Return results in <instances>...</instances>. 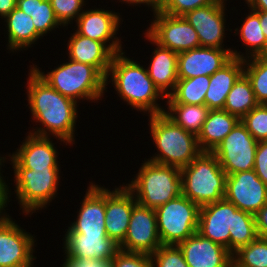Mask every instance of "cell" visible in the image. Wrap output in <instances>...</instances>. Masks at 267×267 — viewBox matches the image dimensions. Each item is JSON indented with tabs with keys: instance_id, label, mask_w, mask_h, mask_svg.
<instances>
[{
	"instance_id": "ba28073f",
	"label": "cell",
	"mask_w": 267,
	"mask_h": 267,
	"mask_svg": "<svg viewBox=\"0 0 267 267\" xmlns=\"http://www.w3.org/2000/svg\"><path fill=\"white\" fill-rule=\"evenodd\" d=\"M155 212L162 245H178L198 229L200 207L182 193Z\"/></svg>"
},
{
	"instance_id": "484cf974",
	"label": "cell",
	"mask_w": 267,
	"mask_h": 267,
	"mask_svg": "<svg viewBox=\"0 0 267 267\" xmlns=\"http://www.w3.org/2000/svg\"><path fill=\"white\" fill-rule=\"evenodd\" d=\"M6 27V40L8 53H18L21 50H28L29 47L38 43L43 37L35 30L33 20L30 16L19 10L17 7L3 19ZM37 42V43H36ZM18 51V52H17Z\"/></svg>"
},
{
	"instance_id": "5bb4252c",
	"label": "cell",
	"mask_w": 267,
	"mask_h": 267,
	"mask_svg": "<svg viewBox=\"0 0 267 267\" xmlns=\"http://www.w3.org/2000/svg\"><path fill=\"white\" fill-rule=\"evenodd\" d=\"M161 245L155 209L136 203L133 206L125 239L119 244V249L151 255Z\"/></svg>"
},
{
	"instance_id": "8d00e7d4",
	"label": "cell",
	"mask_w": 267,
	"mask_h": 267,
	"mask_svg": "<svg viewBox=\"0 0 267 267\" xmlns=\"http://www.w3.org/2000/svg\"><path fill=\"white\" fill-rule=\"evenodd\" d=\"M56 18L66 30L78 19L88 3L85 0H50Z\"/></svg>"
},
{
	"instance_id": "681fc988",
	"label": "cell",
	"mask_w": 267,
	"mask_h": 267,
	"mask_svg": "<svg viewBox=\"0 0 267 267\" xmlns=\"http://www.w3.org/2000/svg\"><path fill=\"white\" fill-rule=\"evenodd\" d=\"M118 1L121 2V4H124V3L128 4V6L142 7V6H140V5H142V0H117L116 2H118Z\"/></svg>"
},
{
	"instance_id": "ffe728a7",
	"label": "cell",
	"mask_w": 267,
	"mask_h": 267,
	"mask_svg": "<svg viewBox=\"0 0 267 267\" xmlns=\"http://www.w3.org/2000/svg\"><path fill=\"white\" fill-rule=\"evenodd\" d=\"M233 58L231 49L197 47L178 53V79L211 76Z\"/></svg>"
},
{
	"instance_id": "3957f363",
	"label": "cell",
	"mask_w": 267,
	"mask_h": 267,
	"mask_svg": "<svg viewBox=\"0 0 267 267\" xmlns=\"http://www.w3.org/2000/svg\"><path fill=\"white\" fill-rule=\"evenodd\" d=\"M63 62L46 73L36 64L30 66L52 88L76 103H80V100L89 103L103 100L106 93L105 76L96 67L69 58Z\"/></svg>"
},
{
	"instance_id": "7402d4cb",
	"label": "cell",
	"mask_w": 267,
	"mask_h": 267,
	"mask_svg": "<svg viewBox=\"0 0 267 267\" xmlns=\"http://www.w3.org/2000/svg\"><path fill=\"white\" fill-rule=\"evenodd\" d=\"M143 34L144 39L155 46L150 56V63L148 62L149 65L146 67L149 77L160 92L168 97L175 90L178 81V53L160 46L146 32Z\"/></svg>"
},
{
	"instance_id": "4dcf8cb0",
	"label": "cell",
	"mask_w": 267,
	"mask_h": 267,
	"mask_svg": "<svg viewBox=\"0 0 267 267\" xmlns=\"http://www.w3.org/2000/svg\"><path fill=\"white\" fill-rule=\"evenodd\" d=\"M258 104L251 82L243 73L228 93L223 110L237 116L241 120Z\"/></svg>"
},
{
	"instance_id": "cb8c5ba5",
	"label": "cell",
	"mask_w": 267,
	"mask_h": 267,
	"mask_svg": "<svg viewBox=\"0 0 267 267\" xmlns=\"http://www.w3.org/2000/svg\"><path fill=\"white\" fill-rule=\"evenodd\" d=\"M63 253L75 258L110 259L120 250L119 245L107 235L65 233Z\"/></svg>"
},
{
	"instance_id": "9c48e42d",
	"label": "cell",
	"mask_w": 267,
	"mask_h": 267,
	"mask_svg": "<svg viewBox=\"0 0 267 267\" xmlns=\"http://www.w3.org/2000/svg\"><path fill=\"white\" fill-rule=\"evenodd\" d=\"M258 141L239 121L212 153L227 175L254 169Z\"/></svg>"
},
{
	"instance_id": "8992f818",
	"label": "cell",
	"mask_w": 267,
	"mask_h": 267,
	"mask_svg": "<svg viewBox=\"0 0 267 267\" xmlns=\"http://www.w3.org/2000/svg\"><path fill=\"white\" fill-rule=\"evenodd\" d=\"M137 174L124 185L142 206L156 209L181 194L180 168L161 165L147 159Z\"/></svg>"
},
{
	"instance_id": "e575fe53",
	"label": "cell",
	"mask_w": 267,
	"mask_h": 267,
	"mask_svg": "<svg viewBox=\"0 0 267 267\" xmlns=\"http://www.w3.org/2000/svg\"><path fill=\"white\" fill-rule=\"evenodd\" d=\"M244 74L251 82L257 102L267 104V62L258 56L244 59Z\"/></svg>"
},
{
	"instance_id": "603a6c76",
	"label": "cell",
	"mask_w": 267,
	"mask_h": 267,
	"mask_svg": "<svg viewBox=\"0 0 267 267\" xmlns=\"http://www.w3.org/2000/svg\"><path fill=\"white\" fill-rule=\"evenodd\" d=\"M70 60L96 67L107 76L115 53L103 42L81 36L76 31L70 34L66 45Z\"/></svg>"
},
{
	"instance_id": "1f68e13d",
	"label": "cell",
	"mask_w": 267,
	"mask_h": 267,
	"mask_svg": "<svg viewBox=\"0 0 267 267\" xmlns=\"http://www.w3.org/2000/svg\"><path fill=\"white\" fill-rule=\"evenodd\" d=\"M210 84V76H196L178 79L175 90L166 97L164 103L205 105V94Z\"/></svg>"
},
{
	"instance_id": "d6a6232c",
	"label": "cell",
	"mask_w": 267,
	"mask_h": 267,
	"mask_svg": "<svg viewBox=\"0 0 267 267\" xmlns=\"http://www.w3.org/2000/svg\"><path fill=\"white\" fill-rule=\"evenodd\" d=\"M258 237L255 215L237 209L233 233H230L229 251L233 254L242 246H246Z\"/></svg>"
},
{
	"instance_id": "d6986e66",
	"label": "cell",
	"mask_w": 267,
	"mask_h": 267,
	"mask_svg": "<svg viewBox=\"0 0 267 267\" xmlns=\"http://www.w3.org/2000/svg\"><path fill=\"white\" fill-rule=\"evenodd\" d=\"M237 209L225 198L200 207L197 232L229 250V238L230 233H233Z\"/></svg>"
},
{
	"instance_id": "7bdbcfd3",
	"label": "cell",
	"mask_w": 267,
	"mask_h": 267,
	"mask_svg": "<svg viewBox=\"0 0 267 267\" xmlns=\"http://www.w3.org/2000/svg\"><path fill=\"white\" fill-rule=\"evenodd\" d=\"M254 171L267 186V140L258 142L254 161Z\"/></svg>"
},
{
	"instance_id": "ee69618b",
	"label": "cell",
	"mask_w": 267,
	"mask_h": 267,
	"mask_svg": "<svg viewBox=\"0 0 267 267\" xmlns=\"http://www.w3.org/2000/svg\"><path fill=\"white\" fill-rule=\"evenodd\" d=\"M255 221L258 236L267 238V204L255 214Z\"/></svg>"
},
{
	"instance_id": "f6af8a7d",
	"label": "cell",
	"mask_w": 267,
	"mask_h": 267,
	"mask_svg": "<svg viewBox=\"0 0 267 267\" xmlns=\"http://www.w3.org/2000/svg\"><path fill=\"white\" fill-rule=\"evenodd\" d=\"M17 7V0H0V18L3 20Z\"/></svg>"
},
{
	"instance_id": "d590c367",
	"label": "cell",
	"mask_w": 267,
	"mask_h": 267,
	"mask_svg": "<svg viewBox=\"0 0 267 267\" xmlns=\"http://www.w3.org/2000/svg\"><path fill=\"white\" fill-rule=\"evenodd\" d=\"M240 121L256 141L267 140V104H258Z\"/></svg>"
},
{
	"instance_id": "2e32d148",
	"label": "cell",
	"mask_w": 267,
	"mask_h": 267,
	"mask_svg": "<svg viewBox=\"0 0 267 267\" xmlns=\"http://www.w3.org/2000/svg\"><path fill=\"white\" fill-rule=\"evenodd\" d=\"M224 198L238 209L255 215L267 204V186L254 169L227 175Z\"/></svg>"
},
{
	"instance_id": "b9f144b4",
	"label": "cell",
	"mask_w": 267,
	"mask_h": 267,
	"mask_svg": "<svg viewBox=\"0 0 267 267\" xmlns=\"http://www.w3.org/2000/svg\"><path fill=\"white\" fill-rule=\"evenodd\" d=\"M64 260L62 267H113L112 265V258L110 259H95V258H75L71 257L68 254H63ZM60 266V267H61Z\"/></svg>"
},
{
	"instance_id": "f907efd6",
	"label": "cell",
	"mask_w": 267,
	"mask_h": 267,
	"mask_svg": "<svg viewBox=\"0 0 267 267\" xmlns=\"http://www.w3.org/2000/svg\"><path fill=\"white\" fill-rule=\"evenodd\" d=\"M258 57L264 62H267V45L265 46L264 50L258 55Z\"/></svg>"
},
{
	"instance_id": "5b68a950",
	"label": "cell",
	"mask_w": 267,
	"mask_h": 267,
	"mask_svg": "<svg viewBox=\"0 0 267 267\" xmlns=\"http://www.w3.org/2000/svg\"><path fill=\"white\" fill-rule=\"evenodd\" d=\"M180 173L181 193L199 207L224 198L227 174L212 152L202 151Z\"/></svg>"
},
{
	"instance_id": "ab89813d",
	"label": "cell",
	"mask_w": 267,
	"mask_h": 267,
	"mask_svg": "<svg viewBox=\"0 0 267 267\" xmlns=\"http://www.w3.org/2000/svg\"><path fill=\"white\" fill-rule=\"evenodd\" d=\"M113 267H153L151 255L119 250L112 258Z\"/></svg>"
},
{
	"instance_id": "277c9868",
	"label": "cell",
	"mask_w": 267,
	"mask_h": 267,
	"mask_svg": "<svg viewBox=\"0 0 267 267\" xmlns=\"http://www.w3.org/2000/svg\"><path fill=\"white\" fill-rule=\"evenodd\" d=\"M148 117V130L157 152L146 158L147 160L181 169L202 152L197 136L175 124L164 113Z\"/></svg>"
},
{
	"instance_id": "60d3db41",
	"label": "cell",
	"mask_w": 267,
	"mask_h": 267,
	"mask_svg": "<svg viewBox=\"0 0 267 267\" xmlns=\"http://www.w3.org/2000/svg\"><path fill=\"white\" fill-rule=\"evenodd\" d=\"M4 163L5 164L9 163L8 158L6 156L0 154V219H3V218L10 216V214L7 213L8 211H6L9 209L6 207H8V204L10 203V201H12L11 187L8 186L10 183L6 182V179L4 178V176L2 174L4 171L1 172L2 167L5 166Z\"/></svg>"
},
{
	"instance_id": "4316f807",
	"label": "cell",
	"mask_w": 267,
	"mask_h": 267,
	"mask_svg": "<svg viewBox=\"0 0 267 267\" xmlns=\"http://www.w3.org/2000/svg\"><path fill=\"white\" fill-rule=\"evenodd\" d=\"M240 119L223 109L209 110L197 142L201 151L212 152Z\"/></svg>"
},
{
	"instance_id": "c3c4849f",
	"label": "cell",
	"mask_w": 267,
	"mask_h": 267,
	"mask_svg": "<svg viewBox=\"0 0 267 267\" xmlns=\"http://www.w3.org/2000/svg\"><path fill=\"white\" fill-rule=\"evenodd\" d=\"M255 12L259 15L261 28L267 41V12H264V11H255Z\"/></svg>"
},
{
	"instance_id": "4fadbf2b",
	"label": "cell",
	"mask_w": 267,
	"mask_h": 267,
	"mask_svg": "<svg viewBox=\"0 0 267 267\" xmlns=\"http://www.w3.org/2000/svg\"><path fill=\"white\" fill-rule=\"evenodd\" d=\"M122 22L119 12L102 9V7L86 8L76 20L73 31L75 29L81 36L103 42L114 53H119L125 51L121 41L123 39L117 37Z\"/></svg>"
},
{
	"instance_id": "52a82bcc",
	"label": "cell",
	"mask_w": 267,
	"mask_h": 267,
	"mask_svg": "<svg viewBox=\"0 0 267 267\" xmlns=\"http://www.w3.org/2000/svg\"><path fill=\"white\" fill-rule=\"evenodd\" d=\"M61 168L48 169L13 168L14 194L20 210L31 217L36 211L47 209L58 196Z\"/></svg>"
},
{
	"instance_id": "83f0119b",
	"label": "cell",
	"mask_w": 267,
	"mask_h": 267,
	"mask_svg": "<svg viewBox=\"0 0 267 267\" xmlns=\"http://www.w3.org/2000/svg\"><path fill=\"white\" fill-rule=\"evenodd\" d=\"M243 23L238 28H235L233 35H239L242 46L245 52L238 51L236 47H231V53L234 58L248 59L251 57L258 56L267 45L266 37L263 34L259 15L254 11L249 9L248 14L245 15V19L241 20Z\"/></svg>"
},
{
	"instance_id": "d4e9b609",
	"label": "cell",
	"mask_w": 267,
	"mask_h": 267,
	"mask_svg": "<svg viewBox=\"0 0 267 267\" xmlns=\"http://www.w3.org/2000/svg\"><path fill=\"white\" fill-rule=\"evenodd\" d=\"M243 73L244 60L234 57L214 72L210 76V84L205 94V106L209 110L223 109L228 93Z\"/></svg>"
},
{
	"instance_id": "f35d334b",
	"label": "cell",
	"mask_w": 267,
	"mask_h": 267,
	"mask_svg": "<svg viewBox=\"0 0 267 267\" xmlns=\"http://www.w3.org/2000/svg\"><path fill=\"white\" fill-rule=\"evenodd\" d=\"M215 0H165L157 9L165 14L184 16L188 11L212 4Z\"/></svg>"
},
{
	"instance_id": "ac0fdd59",
	"label": "cell",
	"mask_w": 267,
	"mask_h": 267,
	"mask_svg": "<svg viewBox=\"0 0 267 267\" xmlns=\"http://www.w3.org/2000/svg\"><path fill=\"white\" fill-rule=\"evenodd\" d=\"M119 185L113 190L105 187V231L118 245L125 239L133 206L137 203L124 183Z\"/></svg>"
},
{
	"instance_id": "8fae6325",
	"label": "cell",
	"mask_w": 267,
	"mask_h": 267,
	"mask_svg": "<svg viewBox=\"0 0 267 267\" xmlns=\"http://www.w3.org/2000/svg\"><path fill=\"white\" fill-rule=\"evenodd\" d=\"M35 237L11 216L0 219V267H34Z\"/></svg>"
},
{
	"instance_id": "30bf717a",
	"label": "cell",
	"mask_w": 267,
	"mask_h": 267,
	"mask_svg": "<svg viewBox=\"0 0 267 267\" xmlns=\"http://www.w3.org/2000/svg\"><path fill=\"white\" fill-rule=\"evenodd\" d=\"M153 20L145 32L160 46L176 53L200 47L195 29L183 16L165 14L152 10Z\"/></svg>"
},
{
	"instance_id": "6da1fadb",
	"label": "cell",
	"mask_w": 267,
	"mask_h": 267,
	"mask_svg": "<svg viewBox=\"0 0 267 267\" xmlns=\"http://www.w3.org/2000/svg\"><path fill=\"white\" fill-rule=\"evenodd\" d=\"M29 67L26 100L31 119L39 127H32L27 133L60 138L72 147L75 144L76 122L79 117L78 103L56 91Z\"/></svg>"
},
{
	"instance_id": "f546056e",
	"label": "cell",
	"mask_w": 267,
	"mask_h": 267,
	"mask_svg": "<svg viewBox=\"0 0 267 267\" xmlns=\"http://www.w3.org/2000/svg\"><path fill=\"white\" fill-rule=\"evenodd\" d=\"M17 8L32 18L35 30L42 37L57 28H63L55 16L50 0H17Z\"/></svg>"
},
{
	"instance_id": "836d02e7",
	"label": "cell",
	"mask_w": 267,
	"mask_h": 267,
	"mask_svg": "<svg viewBox=\"0 0 267 267\" xmlns=\"http://www.w3.org/2000/svg\"><path fill=\"white\" fill-rule=\"evenodd\" d=\"M234 267H267V238L257 237L232 254Z\"/></svg>"
},
{
	"instance_id": "e0dca14e",
	"label": "cell",
	"mask_w": 267,
	"mask_h": 267,
	"mask_svg": "<svg viewBox=\"0 0 267 267\" xmlns=\"http://www.w3.org/2000/svg\"><path fill=\"white\" fill-rule=\"evenodd\" d=\"M91 181L81 199L77 216L66 226V233L107 235L105 231V186ZM67 230V231H66Z\"/></svg>"
},
{
	"instance_id": "9a60e30c",
	"label": "cell",
	"mask_w": 267,
	"mask_h": 267,
	"mask_svg": "<svg viewBox=\"0 0 267 267\" xmlns=\"http://www.w3.org/2000/svg\"><path fill=\"white\" fill-rule=\"evenodd\" d=\"M53 139L63 145H69L66 141L60 138L42 137L31 133L26 135L25 139L17 150L11 154H6L9 165L12 168H27V169H48L50 167H61L58 161V149L53 143ZM65 143V144H64Z\"/></svg>"
},
{
	"instance_id": "44dd1931",
	"label": "cell",
	"mask_w": 267,
	"mask_h": 267,
	"mask_svg": "<svg viewBox=\"0 0 267 267\" xmlns=\"http://www.w3.org/2000/svg\"><path fill=\"white\" fill-rule=\"evenodd\" d=\"M189 267H232V253L197 231L178 244Z\"/></svg>"
},
{
	"instance_id": "bcb514c9",
	"label": "cell",
	"mask_w": 267,
	"mask_h": 267,
	"mask_svg": "<svg viewBox=\"0 0 267 267\" xmlns=\"http://www.w3.org/2000/svg\"><path fill=\"white\" fill-rule=\"evenodd\" d=\"M249 9L267 12V0H244Z\"/></svg>"
},
{
	"instance_id": "f1b7e54d",
	"label": "cell",
	"mask_w": 267,
	"mask_h": 267,
	"mask_svg": "<svg viewBox=\"0 0 267 267\" xmlns=\"http://www.w3.org/2000/svg\"><path fill=\"white\" fill-rule=\"evenodd\" d=\"M164 114L184 130L198 136L209 109L205 105L166 103Z\"/></svg>"
},
{
	"instance_id": "74e56055",
	"label": "cell",
	"mask_w": 267,
	"mask_h": 267,
	"mask_svg": "<svg viewBox=\"0 0 267 267\" xmlns=\"http://www.w3.org/2000/svg\"><path fill=\"white\" fill-rule=\"evenodd\" d=\"M151 258L153 267H189L178 245H161Z\"/></svg>"
},
{
	"instance_id": "7c38bea8",
	"label": "cell",
	"mask_w": 267,
	"mask_h": 267,
	"mask_svg": "<svg viewBox=\"0 0 267 267\" xmlns=\"http://www.w3.org/2000/svg\"><path fill=\"white\" fill-rule=\"evenodd\" d=\"M227 1L229 0H215L212 4L188 11L183 16L195 29L201 47L232 49L224 44L227 35L225 31L232 32L225 17L228 11Z\"/></svg>"
},
{
	"instance_id": "7dc6e473",
	"label": "cell",
	"mask_w": 267,
	"mask_h": 267,
	"mask_svg": "<svg viewBox=\"0 0 267 267\" xmlns=\"http://www.w3.org/2000/svg\"><path fill=\"white\" fill-rule=\"evenodd\" d=\"M165 0H142V5L148 7V10H156L158 9Z\"/></svg>"
},
{
	"instance_id": "7a4b0ae2",
	"label": "cell",
	"mask_w": 267,
	"mask_h": 267,
	"mask_svg": "<svg viewBox=\"0 0 267 267\" xmlns=\"http://www.w3.org/2000/svg\"><path fill=\"white\" fill-rule=\"evenodd\" d=\"M125 53L122 51L113 56L105 77V92L108 91V84L112 83L116 91L115 94L120 97L122 103L125 102L132 110L143 112V116L164 113L166 106H161L158 102L160 100L165 101L166 97L149 77L147 68H145L147 64L141 65V62L134 61V57L130 58Z\"/></svg>"
}]
</instances>
